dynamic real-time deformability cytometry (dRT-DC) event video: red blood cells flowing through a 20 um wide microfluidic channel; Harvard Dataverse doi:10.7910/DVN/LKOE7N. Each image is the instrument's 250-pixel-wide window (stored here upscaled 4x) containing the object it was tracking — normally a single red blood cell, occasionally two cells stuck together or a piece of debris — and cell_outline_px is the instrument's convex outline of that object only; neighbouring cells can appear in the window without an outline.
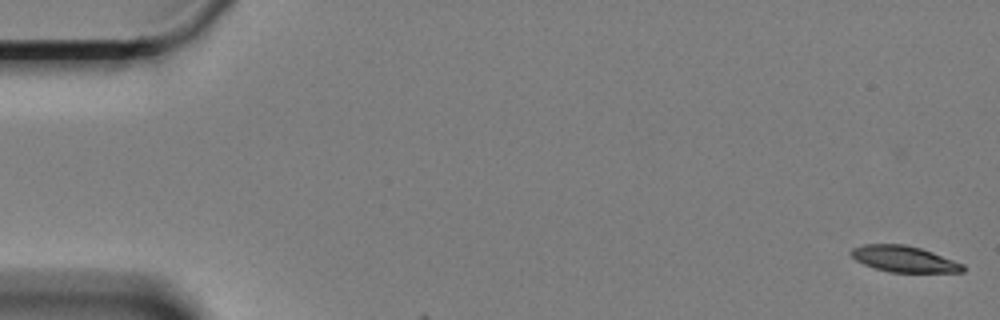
{"species": "Egyptian fruit bat (a non-hibernating species)", "species_latin": "Rousettus aegyptiacus", "temperature_condition": "cold", "stored_images_in_passage": 4, "camera_frame_rate_fps": 3000, "um_per_image_px": 0.085, "animal": {"sex": "female"}, "frame": {"image": 1, "passage_image": 1, "time_ms": 0.0, "image_size_px": [1000, 320], "cell_outline_px": [[964, 272], [888, 272], [864, 264], [856, 260], [848, 252], [852, 248], [864, 244], [904, 244], [920, 248], [932, 252], [964, 264]], "centroid_in_image_um": [76.82, 22.01], "position_along_channel_um": 8.2, "area_um2": 16.94}}